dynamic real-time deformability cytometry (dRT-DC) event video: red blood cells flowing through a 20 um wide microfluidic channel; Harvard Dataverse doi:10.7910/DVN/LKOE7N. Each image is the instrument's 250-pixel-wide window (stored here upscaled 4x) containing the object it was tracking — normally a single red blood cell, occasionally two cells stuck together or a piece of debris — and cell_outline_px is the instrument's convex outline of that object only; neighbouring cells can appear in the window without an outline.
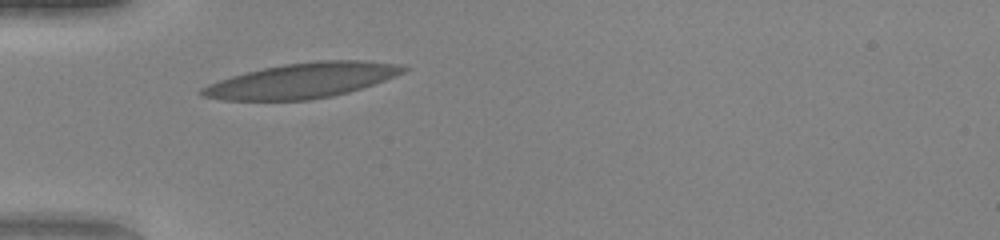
{"species": "human", "species_latin": "Homo sapiens", "temperature_condition": "warm", "stored_images_in_passage": 28, "camera_frame_rate_fps": 3000, "um_per_image_px": 0.085, "donor": {"sex": "female"}, "frame": {"image": 1, "passage_image": 1, "time_ms": 0.0, "image_size_px": [1000, 240], "cell_outline_px": [[412, 68], [404, 72], [384, 80], [348, 92], [332, 96], [308, 100], [224, 100], [204, 96], [196, 92], [200, 88], [208, 84], [232, 76], [264, 68], [284, 64], [320, 60], [364, 60], [404, 64]], "centroid_in_image_um": [25.72, 6.84], "position_along_channel_um": 59.3, "area_um2": 40.98}}
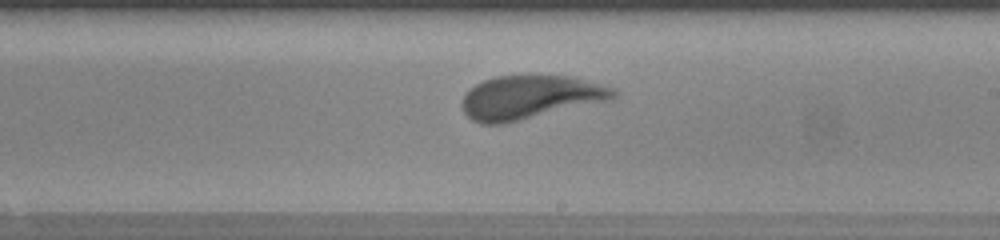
{"frame": {"image": 2, "passage_image": 15, "time_ms": 4.667, "image_size_px": [1000, 240], "cell_outline_px": [[620, 92], [612, 100], [504, 124], [480, 124], [472, 120], [464, 112], [460, 104], [468, 88], [484, 80], [496, 76], [572, 76], [616, 88]], "centroid_in_image_um": [45.08, 8.28], "position_along_channel_um": 243.9, "area_um2": 38.9}}
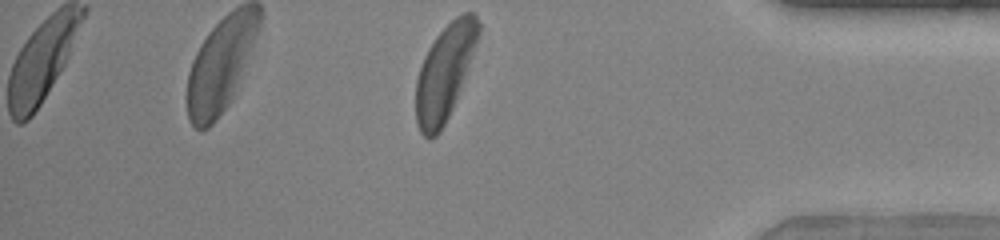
{"frame": {"image": 3, "passage_image": 28, "time_ms": 9.0, "image_size_px": [1000, 240], "cell_outline_px": [[480, 32], [464, 76], [452, 108], [440, 132], [432, 140], [428, 140], [420, 132], [416, 124], [416, 80], [424, 56], [428, 48], [436, 36], [456, 16], [464, 12], [472, 12], [476, 16], [480, 24]], "centroid_in_image_um": [37.77, 6.17], "position_along_channel_um": 397.4, "area_um2": 33.99}, "authors_computed_cell_mechanics": {"area_um2": 38.6393, "velocity_mm_per_s": 4.1004, "shape_relaxation_time_tau1_ms": 2.7672, "shape_relaxation_time_tau2_ms": 0.768, "deformation_change_tau1": 0.1437, "deformation_change_tau2": 0.08}}